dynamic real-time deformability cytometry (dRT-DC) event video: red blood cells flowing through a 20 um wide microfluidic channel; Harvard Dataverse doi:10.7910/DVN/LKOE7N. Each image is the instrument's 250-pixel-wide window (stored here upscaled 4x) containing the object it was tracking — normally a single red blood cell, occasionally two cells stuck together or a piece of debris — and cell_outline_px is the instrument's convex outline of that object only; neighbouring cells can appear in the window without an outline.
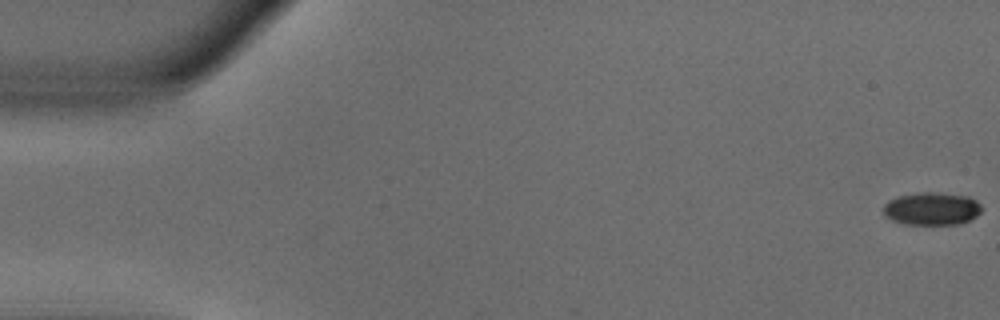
{"species": "common noctule bat (a hibernating species)", "species_latin": "Nyctalus noctula", "temperature_condition": "warm", "stored_images_in_passage": 14, "camera_frame_rate_fps": 3000, "um_per_image_px": 0.085, "animal": {"sex": "male", "body_mass_g": 18.8}, "frame": {"image": 1, "passage_image": 1, "time_ms": 0.0, "image_size_px": [1000, 320], "cell_outline_px": [[980, 212], [976, 216], [960, 224], [904, 224], [892, 220], [884, 216], [884, 204], [888, 200], [900, 196], [920, 192], [936, 192], [968, 196], [976, 200], [980, 204]], "centroid_in_image_um": [79.18, 17.74], "position_along_channel_um": 5.8, "area_um2": 18.73}}